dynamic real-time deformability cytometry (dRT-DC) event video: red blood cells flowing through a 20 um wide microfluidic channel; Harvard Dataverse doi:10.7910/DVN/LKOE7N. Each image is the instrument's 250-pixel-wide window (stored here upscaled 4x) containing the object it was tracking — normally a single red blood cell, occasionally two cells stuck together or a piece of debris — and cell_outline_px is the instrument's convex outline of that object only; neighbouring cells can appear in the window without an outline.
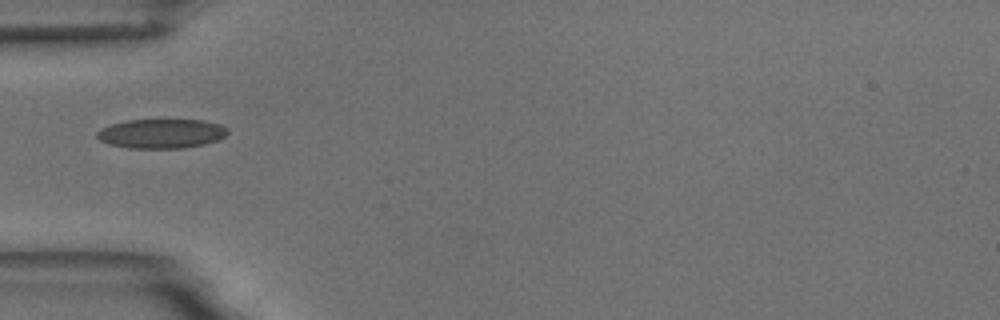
{"species": "common noctule bat (a hibernating species)", "species_latin": "Nyctalus noctula", "temperature_condition": "room temperature", "stored_images_in_passage": 14, "camera_frame_rate_fps": 3000, "um_per_image_px": 0.085, "animal": {"sex": "male", "body_mass_g": 18.8}, "frame": {"image": 1, "passage_image": 1, "time_ms": 0.0, "image_size_px": [1000, 320], "cell_outline_px": [[228, 132], [224, 136], [216, 140], [204, 144], [184, 148], [128, 148], [108, 144], [100, 140], [96, 136], [96, 132], [100, 128], [112, 124], [128, 120], [204, 120], [220, 124], [228, 128]], "centroid_in_image_um": [13.7, 11.35], "position_along_channel_um": 71.3, "area_um2": 22.37}}
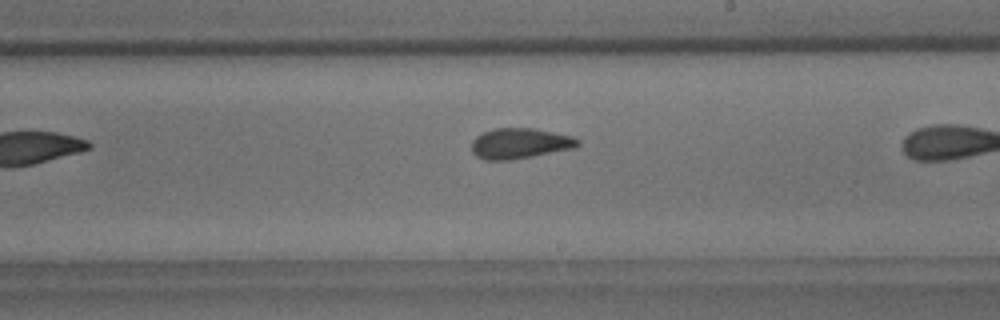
{"frame": {"image": 2, "passage_image": 12, "time_ms": 3.667, "image_size_px": [1000, 320], "cell_outline_px": [[580, 144], [576, 148], [512, 160], [484, 160], [476, 156], [472, 152], [472, 140], [476, 136], [492, 128], [536, 128], [572, 136], [580, 140]], "centroid_in_image_um": [44.2, 12.19], "position_along_channel_um": 244.8, "area_um2": 19.13}}